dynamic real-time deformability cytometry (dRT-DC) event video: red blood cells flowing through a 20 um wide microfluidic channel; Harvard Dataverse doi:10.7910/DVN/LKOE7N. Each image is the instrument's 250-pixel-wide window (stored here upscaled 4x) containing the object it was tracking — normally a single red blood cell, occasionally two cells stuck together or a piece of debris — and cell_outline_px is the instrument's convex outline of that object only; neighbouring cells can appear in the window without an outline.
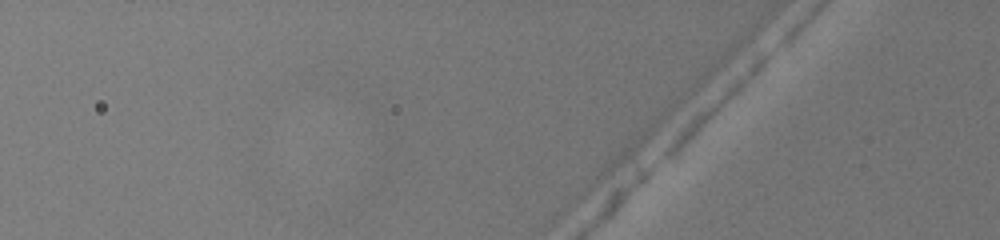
{"species": "common noctule bat (a hibernating species)", "species_latin": "Nyctalus noctula", "temperature_condition": "warm", "stored_images_in_passage": 2, "camera_frame_rate_fps": 3000, "um_per_image_px": 0.085, "animal": {"sex": "female", "body_mass_g": 19.5, "forearm_length_mm": 54.1}, "frame": {"image": 1, "passage_image": 2, "time_ms": 0.333, "image_size_px": [1000, 240], "cell_outline_px": [[772, 52], [768, 60], [740, 88], [672, 152], [664, 156], [664, 152], [676, 132], [696, 112], [736, 76], [764, 52], [772, 48]], "centroid_in_image_um": [60.9, 8.69], "position_along_channel_um": 64.9, "area_um2": 11.5}}